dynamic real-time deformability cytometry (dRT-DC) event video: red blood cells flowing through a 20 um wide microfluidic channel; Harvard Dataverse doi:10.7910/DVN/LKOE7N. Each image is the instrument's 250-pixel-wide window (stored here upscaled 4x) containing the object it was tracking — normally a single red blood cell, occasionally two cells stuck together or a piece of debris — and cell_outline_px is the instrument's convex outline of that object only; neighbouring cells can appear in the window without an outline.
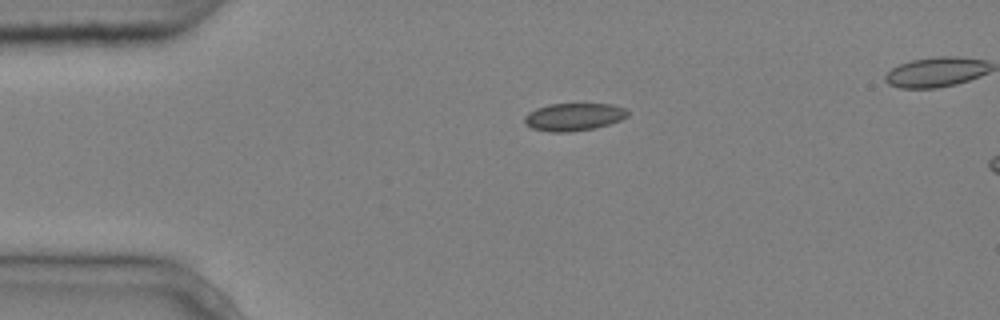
{"species": "common noctule bat (a hibernating species)", "species_latin": "Nyctalus noctula", "temperature_condition": "cold", "stored_images_in_passage": 3, "camera_frame_rate_fps": 3000, "um_per_image_px": 0.085, "animal": {"sex": "male", "body_mass_g": 20.4}, "frame": {"image": 1, "passage_image": 1, "time_ms": 0.0, "image_size_px": [1000, 320], "cell_outline_px": [[628, 116], [620, 120], [596, 128], [568, 132], [548, 132], [532, 128], [524, 124], [524, 116], [528, 112], [536, 108], [548, 104], [612, 104], [624, 108], [628, 112]], "centroid_in_image_um": [48.73, 9.94], "position_along_channel_um": 36.3, "area_um2": 16.7}}